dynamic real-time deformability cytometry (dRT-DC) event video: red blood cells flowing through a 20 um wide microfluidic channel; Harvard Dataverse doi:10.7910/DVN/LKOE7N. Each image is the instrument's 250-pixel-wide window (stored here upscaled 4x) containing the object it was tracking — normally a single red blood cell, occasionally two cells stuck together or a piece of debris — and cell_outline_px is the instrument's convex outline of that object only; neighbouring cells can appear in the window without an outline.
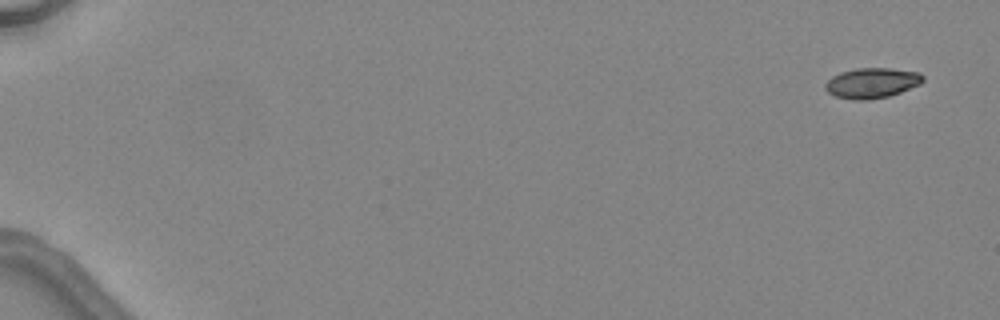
{"species": "common noctule bat (a hibernating species)", "species_latin": "Nyctalus noctula", "temperature_condition": "warm", "stored_images_in_passage": 5, "camera_frame_rate_fps": 3000, "um_per_image_px": 0.085, "animal": {"sex": "female", "body_mass_g": 24.6, "forearm_length_mm": 56.2}, "frame": {"image": 1, "passage_image": 1, "time_ms": 0.0, "image_size_px": [1000, 320], "cell_outline_px": [[924, 80], [920, 84], [900, 92], [888, 96], [868, 100], [852, 100], [836, 96], [828, 92], [824, 88], [824, 84], [832, 76], [840, 72], [856, 68], [888, 68], [920, 72], [924, 76]], "centroid_in_image_um": [74.1, 7.05], "position_along_channel_um": 10.9, "area_um2": 17.28}}
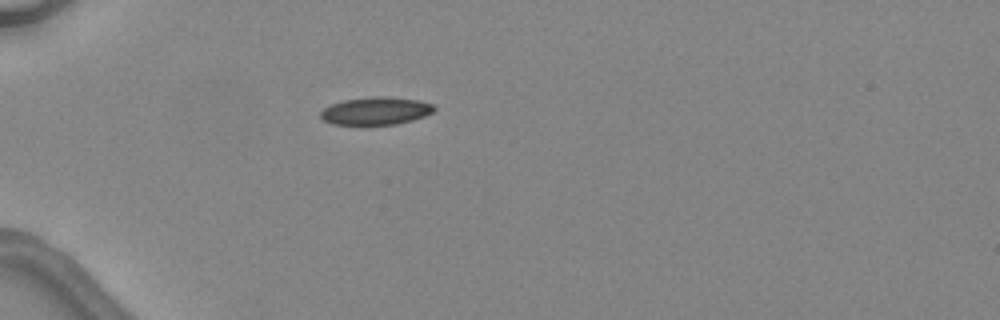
{"frame": {"image": 2, "passage_image": 5, "time_ms": 4.667, "image_size_px": [1000, 320], "cell_outline_px": [[436, 108], [432, 112], [424, 116], [412, 120], [396, 124], [360, 128], [332, 124], [324, 120], [320, 116], [320, 112], [324, 108], [332, 104], [344, 100], [372, 96], [384, 96], [420, 100], [432, 104]], "centroid_in_image_um": [31.9, 9.47], "position_along_channel_um": 53.1, "area_um2": 19.13}}